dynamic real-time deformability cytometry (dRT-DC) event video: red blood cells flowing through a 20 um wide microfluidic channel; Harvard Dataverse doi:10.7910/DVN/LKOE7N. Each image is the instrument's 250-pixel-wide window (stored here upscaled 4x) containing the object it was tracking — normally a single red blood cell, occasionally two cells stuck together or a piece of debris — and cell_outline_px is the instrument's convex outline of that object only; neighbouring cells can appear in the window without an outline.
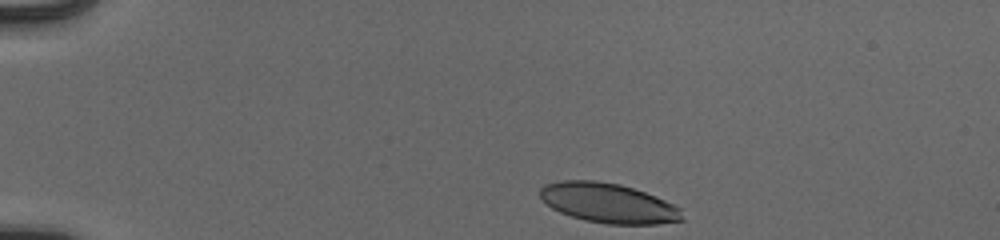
{"species": "human", "species_latin": "Homo sapiens", "temperature_condition": "cold", "stored_images_in_passage": 44, "camera_frame_rate_fps": 3000, "um_per_image_px": 0.085, "donor": {"sex": "male"}, "frame": {"image": 1, "passage_image": 1, "time_ms": 0.0, "image_size_px": [1000, 240], "cell_outline_px": [[684, 220], [656, 224], [608, 224], [584, 220], [560, 212], [552, 208], [540, 196], [540, 188], [544, 184], [560, 180], [596, 180], [620, 184], [656, 196], [680, 208]], "centroid_in_image_um": [51.7, 17.25], "position_along_channel_um": 33.3, "area_um2": 32.77}}
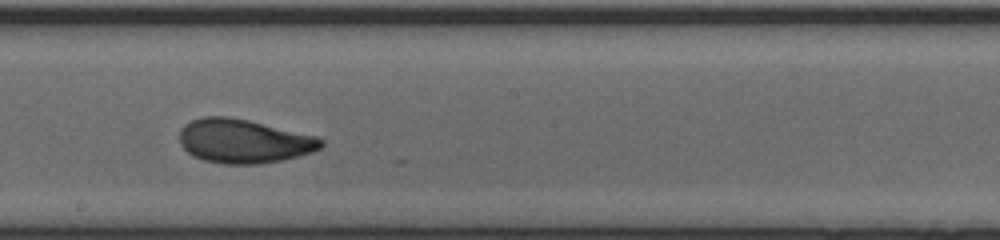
{"frame": {"image": 2, "passage_image": 22, "time_ms": 7.0, "image_size_px": [1000, 240], "cell_outline_px": [[324, 144], [320, 148], [312, 152], [280, 160], [256, 164], [224, 164], [204, 160], [192, 156], [180, 144], [180, 128], [184, 124], [192, 120], [204, 116], [228, 116], [248, 120], [316, 136], [324, 140]], "centroid_in_image_um": [20.68, 11.99], "position_along_channel_um": 227.5, "area_um2": 36.13}}
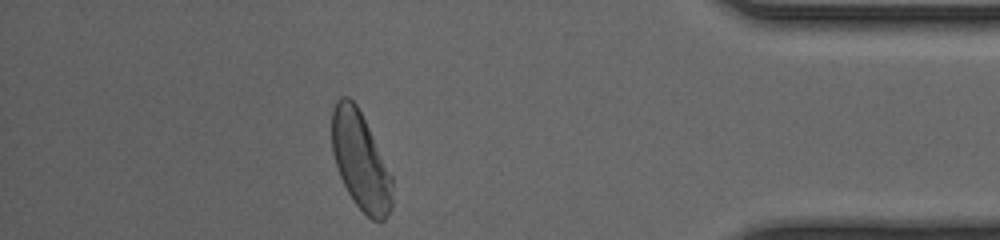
{"frame": {"image": 3, "passage_image": 38, "time_ms": 12.333, "image_size_px": [1000, 240], "cell_outline_px": [[392, 208], [384, 220], [372, 220], [356, 204], [348, 192], [340, 176], [332, 152], [332, 108], [336, 100], [340, 96], [348, 96], [356, 104], [392, 176]], "centroid_in_image_um": [30.63, 13.67], "position_along_channel_um": 404.6, "area_um2": 33.93}, "authors_computed_cell_mechanics": {"area_um2": 35.1713, "velocity_mm_per_s": 3.9256, "shape_relaxation_time_tau1_ms": 3.4288, "shape_relaxation_time_tau2_ms": 1.6953, "deformation_change_tau1": 0.1433, "deformation_change_tau2": 0.0368}}